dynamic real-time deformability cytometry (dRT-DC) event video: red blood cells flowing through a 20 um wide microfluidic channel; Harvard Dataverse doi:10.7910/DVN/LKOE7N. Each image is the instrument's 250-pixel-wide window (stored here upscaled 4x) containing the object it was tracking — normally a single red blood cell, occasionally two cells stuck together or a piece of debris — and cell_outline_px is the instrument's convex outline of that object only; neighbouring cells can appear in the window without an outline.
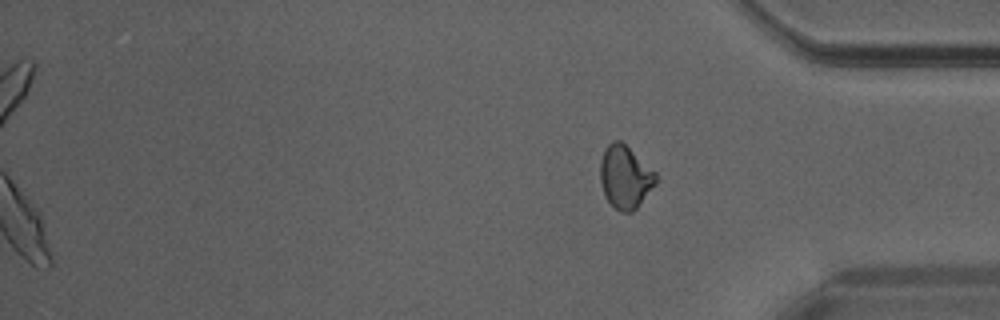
{"species": "Egyptian fruit bat (a non-hibernating species)", "species_latin": "Rousettus aegyptiacus", "temperature_condition": "warm", "stored_images_in_passage": 33, "camera_frame_rate_fps": 3000, "um_per_image_px": 0.085, "animal": {"sex": "male"}, "frame": {"image": 1, "passage_image": 33, "time_ms": 10.667, "image_size_px": [1000, 320], "cell_outline_px": [[656, 184], [636, 208], [632, 212], [620, 212], [604, 196], [600, 180], [600, 160], [604, 148], [612, 140], [620, 140], [656, 172]], "centroid_in_image_um": [53.12, 15.03], "position_along_channel_um": 382.1, "area_um2": 20.35}}